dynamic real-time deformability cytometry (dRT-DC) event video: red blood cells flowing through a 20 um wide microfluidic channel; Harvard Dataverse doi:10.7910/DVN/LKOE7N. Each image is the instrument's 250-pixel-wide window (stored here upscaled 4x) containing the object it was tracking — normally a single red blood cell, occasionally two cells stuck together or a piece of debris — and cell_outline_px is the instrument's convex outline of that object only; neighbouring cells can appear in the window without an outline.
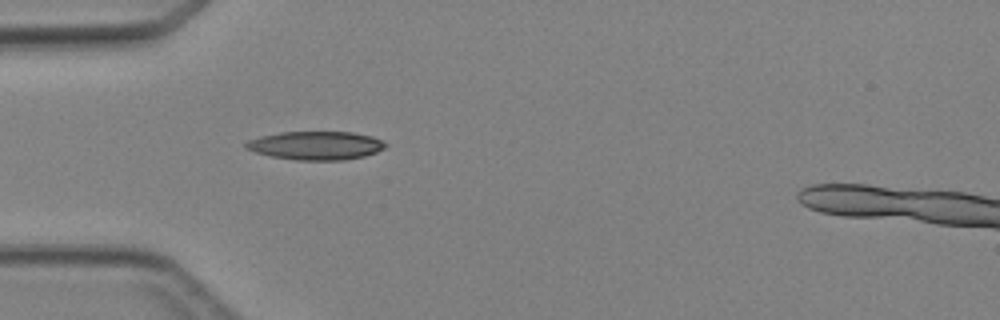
{"species": "Egyptian fruit bat (a non-hibernating species)", "species_latin": "Rousettus aegyptiacus", "temperature_condition": "cold", "stored_images_in_passage": 4, "camera_frame_rate_fps": 3000, "um_per_image_px": 0.085, "animal": {"sex": "female"}, "frame": {"image": 1, "passage_image": 4, "time_ms": 3.333, "image_size_px": [1000, 320], "cell_outline_px": [[388, 144], [384, 148], [376, 152], [364, 156], [344, 160], [296, 160], [272, 156], [256, 152], [244, 148], [244, 144], [248, 140], [260, 136], [280, 132], [352, 132], [372, 136], [384, 140]], "centroid_in_image_um": [26.86, 12.36], "position_along_channel_um": 58.1, "area_um2": 23.24}}